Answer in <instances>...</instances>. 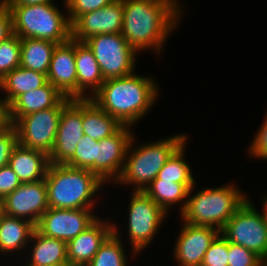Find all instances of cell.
<instances>
[{
    "mask_svg": "<svg viewBox=\"0 0 267 266\" xmlns=\"http://www.w3.org/2000/svg\"><path fill=\"white\" fill-rule=\"evenodd\" d=\"M178 0H122L123 26L121 34L138 53L154 49L156 52L179 21Z\"/></svg>",
    "mask_w": 267,
    "mask_h": 266,
    "instance_id": "6da1fadb",
    "label": "cell"
},
{
    "mask_svg": "<svg viewBox=\"0 0 267 266\" xmlns=\"http://www.w3.org/2000/svg\"><path fill=\"white\" fill-rule=\"evenodd\" d=\"M157 87L151 78L132 73L105 80L94 97L86 94V98L93 100L122 125L131 126L153 106L158 94Z\"/></svg>",
    "mask_w": 267,
    "mask_h": 266,
    "instance_id": "7a4b0ae2",
    "label": "cell"
},
{
    "mask_svg": "<svg viewBox=\"0 0 267 266\" xmlns=\"http://www.w3.org/2000/svg\"><path fill=\"white\" fill-rule=\"evenodd\" d=\"M45 183L49 208L59 209H92V198L103 185V182L88 169L51 163Z\"/></svg>",
    "mask_w": 267,
    "mask_h": 266,
    "instance_id": "3957f363",
    "label": "cell"
},
{
    "mask_svg": "<svg viewBox=\"0 0 267 266\" xmlns=\"http://www.w3.org/2000/svg\"><path fill=\"white\" fill-rule=\"evenodd\" d=\"M247 200L245 195L229 184L217 188L203 189L188 198L181 219L197 226L223 229L227 221Z\"/></svg>",
    "mask_w": 267,
    "mask_h": 266,
    "instance_id": "277c9868",
    "label": "cell"
},
{
    "mask_svg": "<svg viewBox=\"0 0 267 266\" xmlns=\"http://www.w3.org/2000/svg\"><path fill=\"white\" fill-rule=\"evenodd\" d=\"M54 3L32 6H7L12 13L13 34L20 39L33 38L56 44L71 39V23Z\"/></svg>",
    "mask_w": 267,
    "mask_h": 266,
    "instance_id": "5b68a950",
    "label": "cell"
},
{
    "mask_svg": "<svg viewBox=\"0 0 267 266\" xmlns=\"http://www.w3.org/2000/svg\"><path fill=\"white\" fill-rule=\"evenodd\" d=\"M186 135H173L168 139L158 140L133 148L132 141L128 147L124 166L118 183L134 184V191H144L157 177L158 172L164 166L173 152L187 140ZM131 146L134 150H131ZM140 147V148H139ZM130 153V155H129ZM129 156V157H128Z\"/></svg>",
    "mask_w": 267,
    "mask_h": 266,
    "instance_id": "8992f818",
    "label": "cell"
},
{
    "mask_svg": "<svg viewBox=\"0 0 267 266\" xmlns=\"http://www.w3.org/2000/svg\"><path fill=\"white\" fill-rule=\"evenodd\" d=\"M220 233L228 242L253 251L267 259V221L247 199L227 221Z\"/></svg>",
    "mask_w": 267,
    "mask_h": 266,
    "instance_id": "52a82bcc",
    "label": "cell"
},
{
    "mask_svg": "<svg viewBox=\"0 0 267 266\" xmlns=\"http://www.w3.org/2000/svg\"><path fill=\"white\" fill-rule=\"evenodd\" d=\"M93 51L104 80L134 73L136 51L121 33L99 34L85 41Z\"/></svg>",
    "mask_w": 267,
    "mask_h": 266,
    "instance_id": "ba28073f",
    "label": "cell"
},
{
    "mask_svg": "<svg viewBox=\"0 0 267 266\" xmlns=\"http://www.w3.org/2000/svg\"><path fill=\"white\" fill-rule=\"evenodd\" d=\"M71 100L64 97L55 107L37 111L19 118L16 128L18 144L50 155L58 131L63 107Z\"/></svg>",
    "mask_w": 267,
    "mask_h": 266,
    "instance_id": "9c48e42d",
    "label": "cell"
},
{
    "mask_svg": "<svg viewBox=\"0 0 267 266\" xmlns=\"http://www.w3.org/2000/svg\"><path fill=\"white\" fill-rule=\"evenodd\" d=\"M131 197L128 232L136 255L150 244L167 213L144 191H133Z\"/></svg>",
    "mask_w": 267,
    "mask_h": 266,
    "instance_id": "30bf717a",
    "label": "cell"
},
{
    "mask_svg": "<svg viewBox=\"0 0 267 266\" xmlns=\"http://www.w3.org/2000/svg\"><path fill=\"white\" fill-rule=\"evenodd\" d=\"M49 208L44 180L22 183L1 201L2 213L30 221L35 226Z\"/></svg>",
    "mask_w": 267,
    "mask_h": 266,
    "instance_id": "8fae6325",
    "label": "cell"
},
{
    "mask_svg": "<svg viewBox=\"0 0 267 266\" xmlns=\"http://www.w3.org/2000/svg\"><path fill=\"white\" fill-rule=\"evenodd\" d=\"M91 211L92 209L48 208L35 228L45 236L67 243L98 218Z\"/></svg>",
    "mask_w": 267,
    "mask_h": 266,
    "instance_id": "7c38bea8",
    "label": "cell"
},
{
    "mask_svg": "<svg viewBox=\"0 0 267 266\" xmlns=\"http://www.w3.org/2000/svg\"><path fill=\"white\" fill-rule=\"evenodd\" d=\"M82 99H71L62 109L53 149L51 164H66L74 155L76 146L84 136L82 125Z\"/></svg>",
    "mask_w": 267,
    "mask_h": 266,
    "instance_id": "4fadbf2b",
    "label": "cell"
},
{
    "mask_svg": "<svg viewBox=\"0 0 267 266\" xmlns=\"http://www.w3.org/2000/svg\"><path fill=\"white\" fill-rule=\"evenodd\" d=\"M123 14L122 0H115L96 11L84 13L71 23V39L85 42L99 34L121 33Z\"/></svg>",
    "mask_w": 267,
    "mask_h": 266,
    "instance_id": "5bb4252c",
    "label": "cell"
},
{
    "mask_svg": "<svg viewBox=\"0 0 267 266\" xmlns=\"http://www.w3.org/2000/svg\"><path fill=\"white\" fill-rule=\"evenodd\" d=\"M130 128L131 126L123 125L115 134L98 141L97 177L103 183L106 180H115V183L122 172L133 138Z\"/></svg>",
    "mask_w": 267,
    "mask_h": 266,
    "instance_id": "9a60e30c",
    "label": "cell"
},
{
    "mask_svg": "<svg viewBox=\"0 0 267 266\" xmlns=\"http://www.w3.org/2000/svg\"><path fill=\"white\" fill-rule=\"evenodd\" d=\"M174 249V258L180 266H201L210 244L220 233L217 228L183 222Z\"/></svg>",
    "mask_w": 267,
    "mask_h": 266,
    "instance_id": "2e32d148",
    "label": "cell"
},
{
    "mask_svg": "<svg viewBox=\"0 0 267 266\" xmlns=\"http://www.w3.org/2000/svg\"><path fill=\"white\" fill-rule=\"evenodd\" d=\"M47 80L62 95L77 99V68L75 60V40L57 44L53 50Z\"/></svg>",
    "mask_w": 267,
    "mask_h": 266,
    "instance_id": "e0dca14e",
    "label": "cell"
},
{
    "mask_svg": "<svg viewBox=\"0 0 267 266\" xmlns=\"http://www.w3.org/2000/svg\"><path fill=\"white\" fill-rule=\"evenodd\" d=\"M112 233L113 224L97 218L86 230L67 242L68 263L86 266Z\"/></svg>",
    "mask_w": 267,
    "mask_h": 266,
    "instance_id": "ac0fdd59",
    "label": "cell"
},
{
    "mask_svg": "<svg viewBox=\"0 0 267 266\" xmlns=\"http://www.w3.org/2000/svg\"><path fill=\"white\" fill-rule=\"evenodd\" d=\"M65 96L50 82L20 94L6 109L5 121L14 124L22 116L55 107Z\"/></svg>",
    "mask_w": 267,
    "mask_h": 266,
    "instance_id": "d6986e66",
    "label": "cell"
},
{
    "mask_svg": "<svg viewBox=\"0 0 267 266\" xmlns=\"http://www.w3.org/2000/svg\"><path fill=\"white\" fill-rule=\"evenodd\" d=\"M49 165V156L46 153L20 144L14 148L8 162V166L19 177L21 183L44 180Z\"/></svg>",
    "mask_w": 267,
    "mask_h": 266,
    "instance_id": "ffe728a7",
    "label": "cell"
},
{
    "mask_svg": "<svg viewBox=\"0 0 267 266\" xmlns=\"http://www.w3.org/2000/svg\"><path fill=\"white\" fill-rule=\"evenodd\" d=\"M75 60L77 68V99H84L86 98L87 88H89V92L91 88V92L94 95L105 80L93 51L85 42L75 41Z\"/></svg>",
    "mask_w": 267,
    "mask_h": 266,
    "instance_id": "44dd1931",
    "label": "cell"
},
{
    "mask_svg": "<svg viewBox=\"0 0 267 266\" xmlns=\"http://www.w3.org/2000/svg\"><path fill=\"white\" fill-rule=\"evenodd\" d=\"M47 82L46 74L21 66L15 68L0 80V88L7 95L0 99L2 107L5 110L20 94L40 88Z\"/></svg>",
    "mask_w": 267,
    "mask_h": 266,
    "instance_id": "7402d4cb",
    "label": "cell"
},
{
    "mask_svg": "<svg viewBox=\"0 0 267 266\" xmlns=\"http://www.w3.org/2000/svg\"><path fill=\"white\" fill-rule=\"evenodd\" d=\"M82 121L84 135L96 141L115 134L123 126L90 98L82 99Z\"/></svg>",
    "mask_w": 267,
    "mask_h": 266,
    "instance_id": "603a6c76",
    "label": "cell"
},
{
    "mask_svg": "<svg viewBox=\"0 0 267 266\" xmlns=\"http://www.w3.org/2000/svg\"><path fill=\"white\" fill-rule=\"evenodd\" d=\"M30 240H34L31 260L28 266H53L69 264L67 257V243L41 234L36 228ZM27 266V264H26Z\"/></svg>",
    "mask_w": 267,
    "mask_h": 266,
    "instance_id": "cb8c5ba5",
    "label": "cell"
},
{
    "mask_svg": "<svg viewBox=\"0 0 267 266\" xmlns=\"http://www.w3.org/2000/svg\"><path fill=\"white\" fill-rule=\"evenodd\" d=\"M34 230L35 225L30 221L2 213L0 216V252L20 251L27 246L28 241L30 243Z\"/></svg>",
    "mask_w": 267,
    "mask_h": 266,
    "instance_id": "d4e9b609",
    "label": "cell"
},
{
    "mask_svg": "<svg viewBox=\"0 0 267 266\" xmlns=\"http://www.w3.org/2000/svg\"><path fill=\"white\" fill-rule=\"evenodd\" d=\"M56 45V43L48 40L33 38L21 39L20 66L47 75L53 50Z\"/></svg>",
    "mask_w": 267,
    "mask_h": 266,
    "instance_id": "484cf974",
    "label": "cell"
},
{
    "mask_svg": "<svg viewBox=\"0 0 267 266\" xmlns=\"http://www.w3.org/2000/svg\"><path fill=\"white\" fill-rule=\"evenodd\" d=\"M195 184H180L168 180H153L144 192L166 213L171 205L184 200L180 213L184 210L187 199ZM186 199V200H185Z\"/></svg>",
    "mask_w": 267,
    "mask_h": 266,
    "instance_id": "4316f807",
    "label": "cell"
},
{
    "mask_svg": "<svg viewBox=\"0 0 267 266\" xmlns=\"http://www.w3.org/2000/svg\"><path fill=\"white\" fill-rule=\"evenodd\" d=\"M185 142L168 158L154 180H168L180 184H195L191 168L184 159Z\"/></svg>",
    "mask_w": 267,
    "mask_h": 266,
    "instance_id": "83f0119b",
    "label": "cell"
},
{
    "mask_svg": "<svg viewBox=\"0 0 267 266\" xmlns=\"http://www.w3.org/2000/svg\"><path fill=\"white\" fill-rule=\"evenodd\" d=\"M117 229L113 223V233L100 246L86 266H126L127 258Z\"/></svg>",
    "mask_w": 267,
    "mask_h": 266,
    "instance_id": "f1b7e54d",
    "label": "cell"
},
{
    "mask_svg": "<svg viewBox=\"0 0 267 266\" xmlns=\"http://www.w3.org/2000/svg\"><path fill=\"white\" fill-rule=\"evenodd\" d=\"M73 157L65 164L73 168L88 169L97 176L98 141L84 135L76 146Z\"/></svg>",
    "mask_w": 267,
    "mask_h": 266,
    "instance_id": "f546056e",
    "label": "cell"
},
{
    "mask_svg": "<svg viewBox=\"0 0 267 266\" xmlns=\"http://www.w3.org/2000/svg\"><path fill=\"white\" fill-rule=\"evenodd\" d=\"M21 39L12 35L0 45V80L20 66Z\"/></svg>",
    "mask_w": 267,
    "mask_h": 266,
    "instance_id": "4dcf8cb0",
    "label": "cell"
},
{
    "mask_svg": "<svg viewBox=\"0 0 267 266\" xmlns=\"http://www.w3.org/2000/svg\"><path fill=\"white\" fill-rule=\"evenodd\" d=\"M229 242L218 234L206 251L201 266H228Z\"/></svg>",
    "mask_w": 267,
    "mask_h": 266,
    "instance_id": "1f68e13d",
    "label": "cell"
},
{
    "mask_svg": "<svg viewBox=\"0 0 267 266\" xmlns=\"http://www.w3.org/2000/svg\"><path fill=\"white\" fill-rule=\"evenodd\" d=\"M18 145V136L13 124L4 121L0 125V168L7 166L14 148Z\"/></svg>",
    "mask_w": 267,
    "mask_h": 266,
    "instance_id": "d6a6232c",
    "label": "cell"
},
{
    "mask_svg": "<svg viewBox=\"0 0 267 266\" xmlns=\"http://www.w3.org/2000/svg\"><path fill=\"white\" fill-rule=\"evenodd\" d=\"M228 255V266H263L260 256L238 244L229 242Z\"/></svg>",
    "mask_w": 267,
    "mask_h": 266,
    "instance_id": "836d02e7",
    "label": "cell"
},
{
    "mask_svg": "<svg viewBox=\"0 0 267 266\" xmlns=\"http://www.w3.org/2000/svg\"><path fill=\"white\" fill-rule=\"evenodd\" d=\"M115 0H66L65 6L69 13L68 17L72 23L78 16L96 11L113 3Z\"/></svg>",
    "mask_w": 267,
    "mask_h": 266,
    "instance_id": "e575fe53",
    "label": "cell"
},
{
    "mask_svg": "<svg viewBox=\"0 0 267 266\" xmlns=\"http://www.w3.org/2000/svg\"><path fill=\"white\" fill-rule=\"evenodd\" d=\"M22 184L19 177L7 165L0 168V200L2 201L8 194L15 191Z\"/></svg>",
    "mask_w": 267,
    "mask_h": 266,
    "instance_id": "d590c367",
    "label": "cell"
},
{
    "mask_svg": "<svg viewBox=\"0 0 267 266\" xmlns=\"http://www.w3.org/2000/svg\"><path fill=\"white\" fill-rule=\"evenodd\" d=\"M249 148L250 155L260 159H267V115Z\"/></svg>",
    "mask_w": 267,
    "mask_h": 266,
    "instance_id": "8d00e7d4",
    "label": "cell"
},
{
    "mask_svg": "<svg viewBox=\"0 0 267 266\" xmlns=\"http://www.w3.org/2000/svg\"><path fill=\"white\" fill-rule=\"evenodd\" d=\"M12 35V13L11 10L5 4H3L0 7V45Z\"/></svg>",
    "mask_w": 267,
    "mask_h": 266,
    "instance_id": "74e56055",
    "label": "cell"
},
{
    "mask_svg": "<svg viewBox=\"0 0 267 266\" xmlns=\"http://www.w3.org/2000/svg\"><path fill=\"white\" fill-rule=\"evenodd\" d=\"M53 0H3L6 6H32L52 3Z\"/></svg>",
    "mask_w": 267,
    "mask_h": 266,
    "instance_id": "f35d334b",
    "label": "cell"
},
{
    "mask_svg": "<svg viewBox=\"0 0 267 266\" xmlns=\"http://www.w3.org/2000/svg\"><path fill=\"white\" fill-rule=\"evenodd\" d=\"M5 121V110L0 102V125Z\"/></svg>",
    "mask_w": 267,
    "mask_h": 266,
    "instance_id": "ab89813d",
    "label": "cell"
},
{
    "mask_svg": "<svg viewBox=\"0 0 267 266\" xmlns=\"http://www.w3.org/2000/svg\"><path fill=\"white\" fill-rule=\"evenodd\" d=\"M266 199H264L265 201V203H264V211H263V213H264V215H265V218H266V221H267V197H265Z\"/></svg>",
    "mask_w": 267,
    "mask_h": 266,
    "instance_id": "60d3db41",
    "label": "cell"
},
{
    "mask_svg": "<svg viewBox=\"0 0 267 266\" xmlns=\"http://www.w3.org/2000/svg\"><path fill=\"white\" fill-rule=\"evenodd\" d=\"M53 266H71L70 264H58V265H53Z\"/></svg>",
    "mask_w": 267,
    "mask_h": 266,
    "instance_id": "b9f144b4",
    "label": "cell"
},
{
    "mask_svg": "<svg viewBox=\"0 0 267 266\" xmlns=\"http://www.w3.org/2000/svg\"><path fill=\"white\" fill-rule=\"evenodd\" d=\"M263 266H267V259L263 260Z\"/></svg>",
    "mask_w": 267,
    "mask_h": 266,
    "instance_id": "7bdbcfd3",
    "label": "cell"
},
{
    "mask_svg": "<svg viewBox=\"0 0 267 266\" xmlns=\"http://www.w3.org/2000/svg\"><path fill=\"white\" fill-rule=\"evenodd\" d=\"M3 4H4L3 0H2V1H0V7H1Z\"/></svg>",
    "mask_w": 267,
    "mask_h": 266,
    "instance_id": "ee69618b",
    "label": "cell"
}]
</instances>
